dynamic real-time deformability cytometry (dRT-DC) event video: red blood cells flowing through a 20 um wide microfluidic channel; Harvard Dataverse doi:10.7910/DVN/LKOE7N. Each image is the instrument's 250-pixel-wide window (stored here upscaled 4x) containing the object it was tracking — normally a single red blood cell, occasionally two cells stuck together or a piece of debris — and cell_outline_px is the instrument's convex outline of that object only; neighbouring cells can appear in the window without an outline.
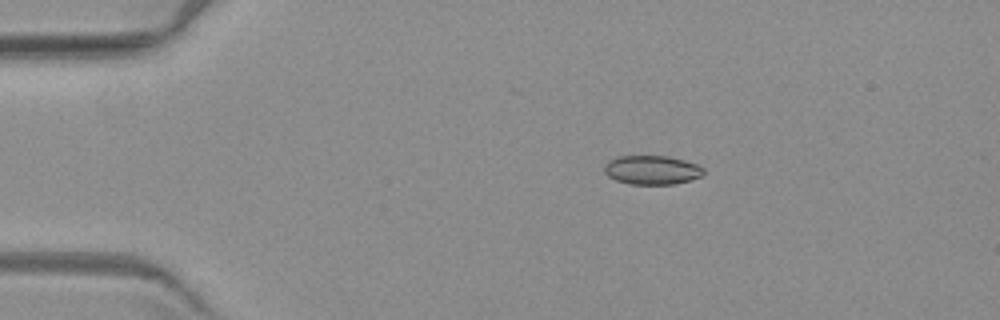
{"species": "common noctule bat (a hibernating species)", "species_latin": "Nyctalus noctula", "temperature_condition": "warm", "stored_images_in_passage": 7, "camera_frame_rate_fps": 3000, "um_per_image_px": 0.085, "animal": {"sex": "female", "body_mass_g": 19.3, "forearm_length_mm": 54.1}, "frame": {"image": 1, "passage_image": 3, "time_ms": 3.333, "image_size_px": [1000, 320], "cell_outline_px": [[704, 172], [700, 176], [688, 180], [672, 184], [628, 184], [616, 180], [608, 176], [604, 172], [604, 164], [608, 160], [616, 156], [668, 156], [684, 160], [696, 164], [704, 168]], "centroid_in_image_um": [55.36, 14.44], "position_along_channel_um": 29.6, "area_um2": 16.76}}
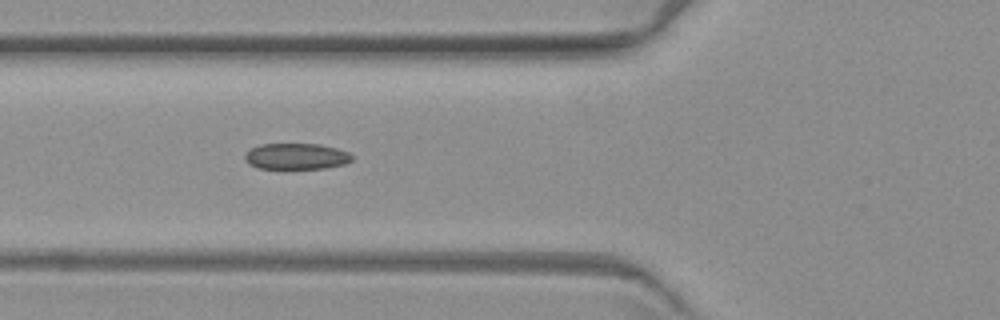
{"frame": {"image": 2, "passage_image": 6, "time_ms": 7.0, "image_size_px": [1000, 320], "cell_outline_px": [[352, 160], [344, 164], [324, 168], [256, 168], [248, 164], [244, 160], [244, 152], [260, 144], [320, 144], [336, 148], [348, 152], [352, 156]], "centroid_in_image_um": [25.13, 13.28], "position_along_channel_um": 100.7, "area_um2": 16.3}}
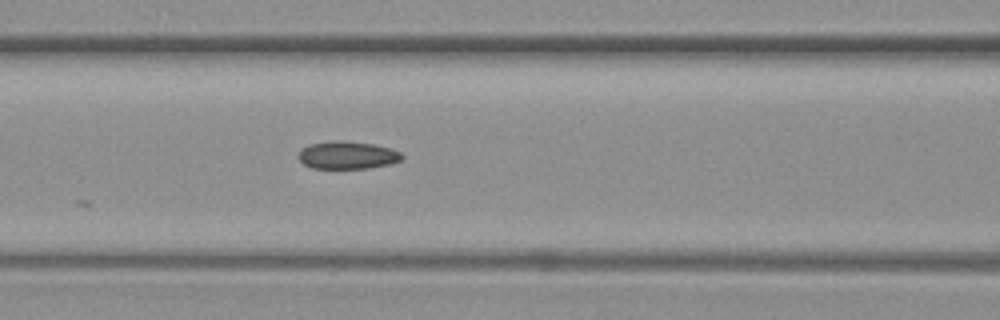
{"frame": {"image": 3, "passage_image": 7, "time_ms": 8.0, "image_size_px": [1000, 320], "cell_outline_px": [[404, 156], [400, 160], [392, 164], [368, 168], [312, 168], [304, 164], [296, 156], [300, 148], [308, 144], [332, 140], [340, 140], [372, 144], [392, 148], [400, 152]], "centroid_in_image_um": [29.5, 13.18], "position_along_channel_um": 137.1, "area_um2": 16.94}}